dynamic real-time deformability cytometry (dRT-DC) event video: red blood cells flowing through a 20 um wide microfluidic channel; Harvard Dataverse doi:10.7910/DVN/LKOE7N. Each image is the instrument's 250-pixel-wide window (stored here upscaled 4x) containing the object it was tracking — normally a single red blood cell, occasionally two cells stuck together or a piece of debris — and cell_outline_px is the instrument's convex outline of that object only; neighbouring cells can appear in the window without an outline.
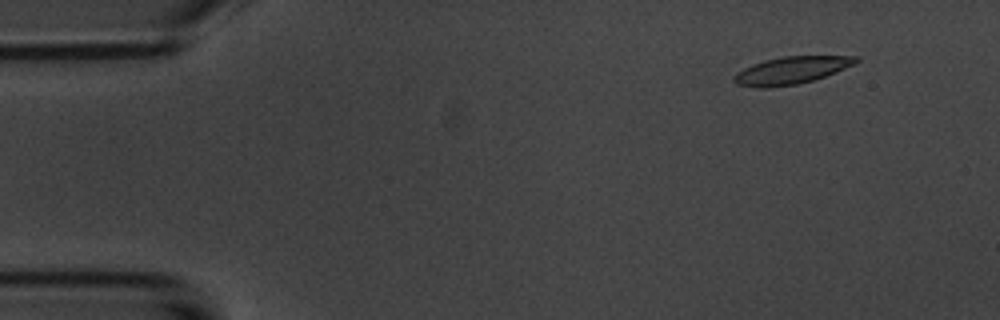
{"species": "common noctule bat (a hibernating species)", "species_latin": "Nyctalus noctula", "temperature_condition": "room temperature", "stored_images_in_passage": 6, "camera_frame_rate_fps": 3000, "um_per_image_px": 0.085, "animal": {"sex": "male", "body_mass_g": 20.1, "forearm_length_mm": 53.5}, "frame": {"image": 1, "passage_image": 6, "time_ms": 6.667, "image_size_px": [1000, 320], "cell_outline_px": [[860, 60], [856, 64], [824, 76], [812, 80], [796, 84], [764, 88], [756, 88], [736, 84], [732, 80], [732, 76], [744, 68], [752, 64], [764, 60], [784, 56], [860, 56]], "centroid_in_image_um": [67.24, 5.97], "position_along_channel_um": 17.8, "area_um2": 19.42}}